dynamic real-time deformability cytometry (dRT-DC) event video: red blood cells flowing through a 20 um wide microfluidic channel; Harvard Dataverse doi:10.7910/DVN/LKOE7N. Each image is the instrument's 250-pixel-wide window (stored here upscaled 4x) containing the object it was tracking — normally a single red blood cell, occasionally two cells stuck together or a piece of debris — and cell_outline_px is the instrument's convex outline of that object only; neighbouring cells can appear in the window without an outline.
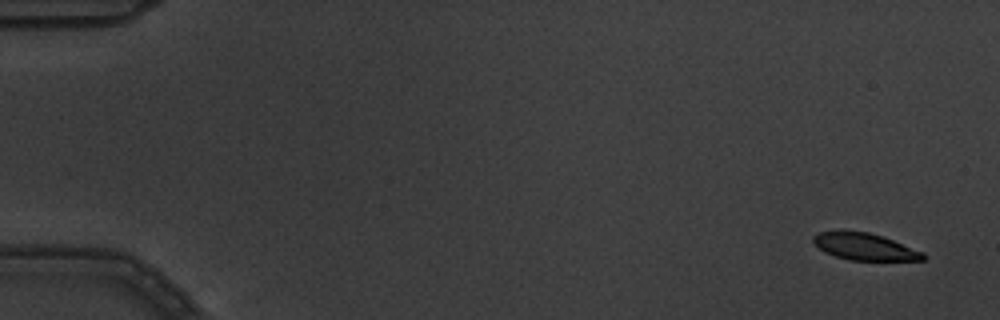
{"species": "common noctule bat (a hibernating species)", "species_latin": "Nyctalus noctula", "temperature_condition": "warm", "stored_images_in_passage": 5, "camera_frame_rate_fps": 3000, "um_per_image_px": 0.085, "animal": {"sex": "male", "body_mass_g": 19.5, "forearm_length_mm": 54.6}, "frame": {"image": 1, "passage_image": 1, "time_ms": 0.0, "image_size_px": [1000, 320], "cell_outline_px": [[924, 260], [852, 260], [836, 256], [824, 252], [812, 240], [812, 236], [820, 232], [844, 228], [868, 232], [884, 236], [924, 252]], "centroid_in_image_um": [73.46, 20.92], "position_along_channel_um": 11.5, "area_um2": 17.57}}
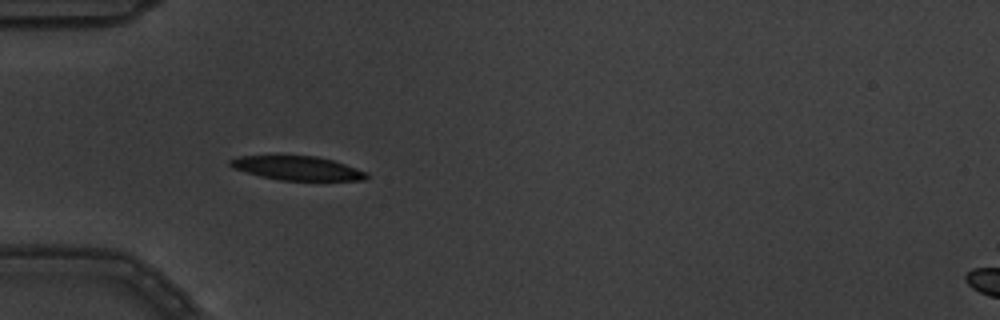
{"frame": {"image": 2, "passage_image": 5, "time_ms": 1.333, "image_size_px": [1000, 320], "cell_outline_px": [[368, 176], [364, 180], [280, 180], [260, 176], [232, 168], [228, 164], [228, 160], [240, 156], [316, 156], [332, 160], [368, 172]], "centroid_in_image_um": [25.24, 14.29], "position_along_channel_um": 59.8, "area_um2": 18.9}}